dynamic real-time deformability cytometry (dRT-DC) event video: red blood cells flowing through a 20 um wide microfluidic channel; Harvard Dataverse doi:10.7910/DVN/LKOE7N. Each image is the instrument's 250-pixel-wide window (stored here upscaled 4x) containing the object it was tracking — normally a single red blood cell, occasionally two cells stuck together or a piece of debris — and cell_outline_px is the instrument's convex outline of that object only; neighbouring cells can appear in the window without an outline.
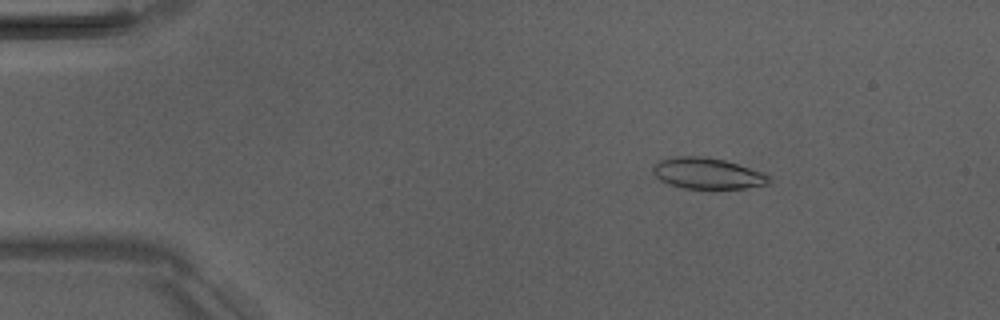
{"species": "Egyptian fruit bat (a non-hibernating species)", "species_latin": "Rousettus aegyptiacus", "temperature_condition": "room temperature", "stored_images_in_passage": 4, "camera_frame_rate_fps": 3000, "um_per_image_px": 0.085, "animal": {"sex": "male"}, "frame": {"image": 1, "passage_image": 1, "time_ms": 0.0, "image_size_px": [1000, 320], "cell_outline_px": [[772, 180], [768, 184], [744, 188], [684, 188], [668, 184], [660, 180], [652, 172], [652, 168], [660, 160], [676, 156], [704, 156], [724, 160], [760, 172], [768, 176]], "centroid_in_image_um": [60.09, 14.74], "position_along_channel_um": 24.9, "area_um2": 20.69}}
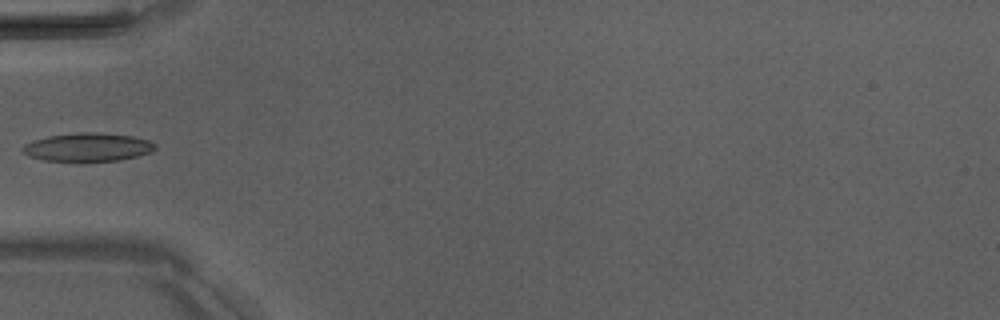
{"frame": {"image": 2, "passage_image": 4, "time_ms": 3.333, "image_size_px": [1000, 320], "cell_outline_px": [[156, 148], [148, 152], [136, 156], [120, 160], [84, 164], [80, 164], [44, 160], [28, 156], [20, 148], [24, 144], [32, 140], [48, 136], [80, 132], [96, 132], [132, 136], [148, 140], [156, 144]], "centroid_in_image_um": [7.4, 12.55], "position_along_channel_um": 77.6, "area_um2": 22.72}}